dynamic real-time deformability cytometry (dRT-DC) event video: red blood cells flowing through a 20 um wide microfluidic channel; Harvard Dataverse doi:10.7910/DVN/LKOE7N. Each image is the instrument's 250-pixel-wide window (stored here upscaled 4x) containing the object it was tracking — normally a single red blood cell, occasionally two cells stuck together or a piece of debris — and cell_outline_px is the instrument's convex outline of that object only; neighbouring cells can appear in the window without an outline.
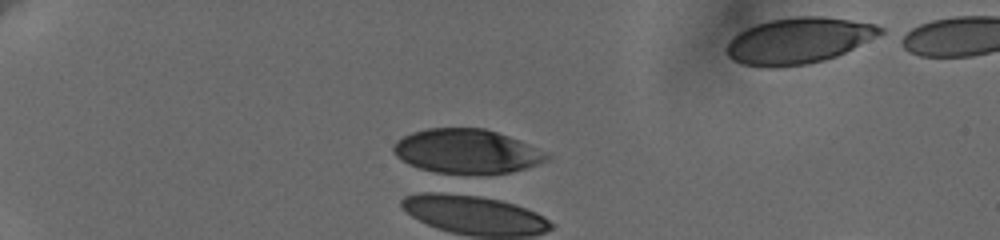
{"species": "human", "species_latin": "Homo sapiens", "temperature_condition": "cold", "stored_images_in_passage": 6, "camera_frame_rate_fps": 3000, "um_per_image_px": 0.085, "donor": {"sex": "female"}, "frame": {"image": 1, "passage_image": 5, "time_ms": 1.333, "image_size_px": [1000, 240], "cell_outline_px": [[552, 156], [548, 160], [528, 168], [512, 172], [436, 172], [420, 168], [408, 164], [400, 160], [392, 152], [392, 148], [396, 140], [412, 132], [428, 128], [484, 128], [508, 136], [528, 144]], "centroid_in_image_um": [39.64, 12.84], "position_along_channel_um": 45.4, "area_um2": 38.96}}